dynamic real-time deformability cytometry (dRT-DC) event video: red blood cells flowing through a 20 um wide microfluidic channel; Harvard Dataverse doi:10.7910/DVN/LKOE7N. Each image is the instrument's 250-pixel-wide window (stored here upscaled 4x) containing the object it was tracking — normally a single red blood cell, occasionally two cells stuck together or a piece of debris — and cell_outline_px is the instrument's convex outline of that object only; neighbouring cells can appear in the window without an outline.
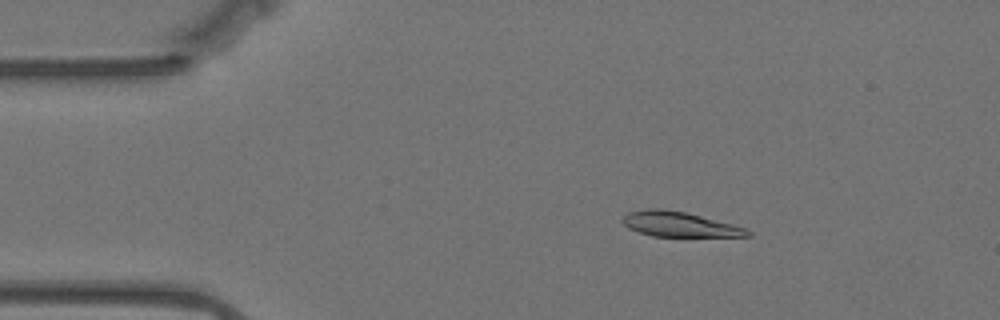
{"species": "Egyptian fruit bat (a non-hibernating species)", "species_latin": "Rousettus aegyptiacus", "temperature_condition": "warm", "stored_images_in_passage": 41, "camera_frame_rate_fps": 3000, "um_per_image_px": 0.085, "animal": {"sex": "female"}, "frame": {"image": 1, "passage_image": 9, "time_ms": 2.667, "image_size_px": [1000, 320], "cell_outline_px": [[752, 236], [652, 236], [628, 228], [620, 220], [628, 212], [648, 208], [660, 208], [688, 212], [748, 228], [752, 232]], "centroid_in_image_um": [57.77, 19.05], "position_along_channel_um": 27.2, "area_um2": 18.32}}
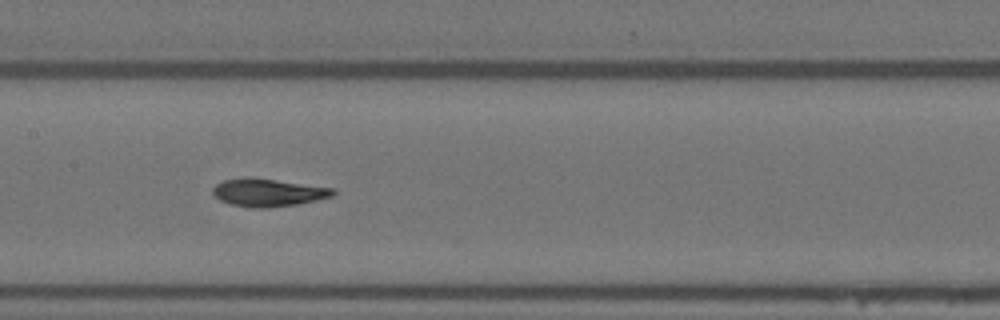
{"frame": {"image": 2, "passage_image": 27, "time_ms": 8.667, "image_size_px": [1000, 320], "cell_outline_px": [[336, 192], [332, 196], [316, 200], [296, 204], [268, 208], [252, 208], [232, 204], [220, 200], [212, 192], [212, 188], [216, 184], [224, 180], [276, 180], [336, 188]], "centroid_in_image_um": [22.85, 16.4], "position_along_channel_um": 184.5, "area_um2": 18.73}}
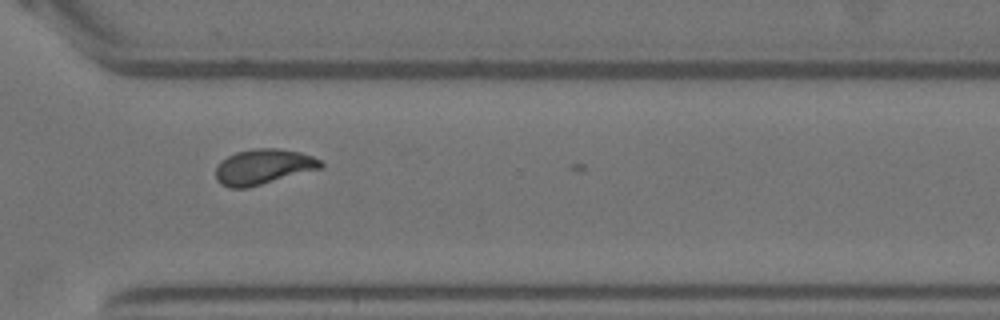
{"frame": {"image": 3, "passage_image": 40, "time_ms": 13.0, "image_size_px": [1000, 320], "cell_outline_px": [[324, 168], [248, 188], [228, 188], [220, 184], [216, 180], [216, 168], [220, 160], [236, 152], [252, 148], [280, 148], [300, 152], [312, 156], [320, 160], [324, 164]], "centroid_in_image_um": [22.39, 14.18], "position_along_channel_um": 348.2, "area_um2": 22.02}}